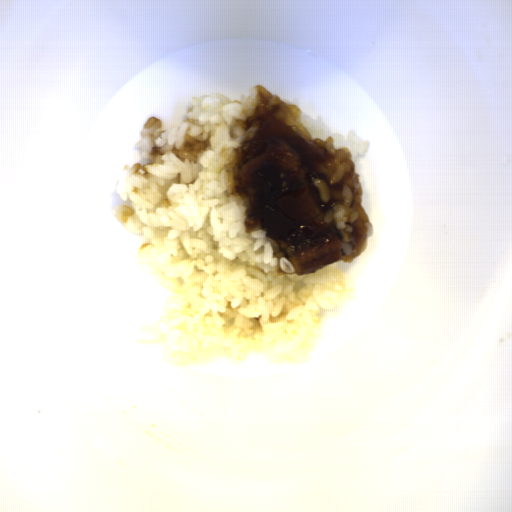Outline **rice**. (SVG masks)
I'll return each mask as SVG.
<instances>
[{"instance_id":"rice-1","label":"rice","mask_w":512,"mask_h":512,"mask_svg":"<svg viewBox=\"0 0 512 512\" xmlns=\"http://www.w3.org/2000/svg\"><path fill=\"white\" fill-rule=\"evenodd\" d=\"M230 100L191 97L182 124L163 131L148 116L132 146L147 158L123 165L115 219L145 236L137 258L173 292L159 321L176 367L211 362L223 348L242 360L252 348L291 355L320 324L322 308L355 295L331 264L300 276L259 221L246 233L251 201L237 196L232 161L258 106L257 86Z\"/></svg>"},{"instance_id":"rice-2","label":"rice","mask_w":512,"mask_h":512,"mask_svg":"<svg viewBox=\"0 0 512 512\" xmlns=\"http://www.w3.org/2000/svg\"><path fill=\"white\" fill-rule=\"evenodd\" d=\"M297 105L299 119L310 140L325 151L324 159L314 162L316 184L326 205L324 222L337 232L343 261L356 259L368 245L375 230L362 205L361 173L356 172L355 155L366 154L370 143L353 130L346 134L331 131L323 116L313 118L304 111L296 98H283Z\"/></svg>"}]
</instances>
